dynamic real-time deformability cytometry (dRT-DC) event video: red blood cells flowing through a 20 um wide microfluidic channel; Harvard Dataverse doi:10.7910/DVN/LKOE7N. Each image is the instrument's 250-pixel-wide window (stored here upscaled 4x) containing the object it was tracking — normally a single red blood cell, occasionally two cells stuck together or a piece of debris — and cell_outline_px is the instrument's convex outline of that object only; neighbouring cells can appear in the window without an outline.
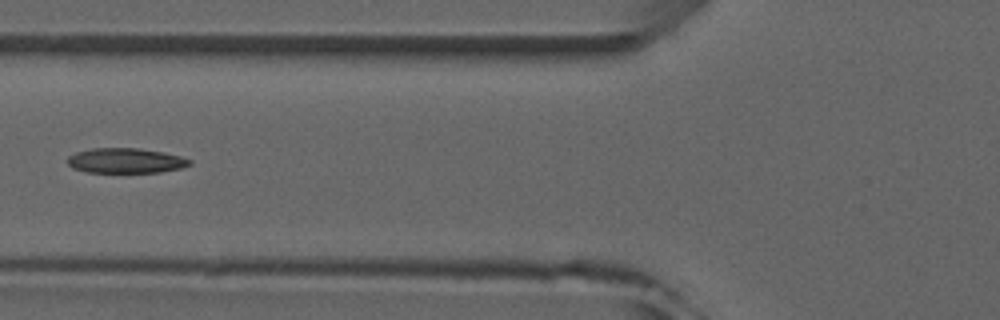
{"species": "common noctule bat (a hibernating species)", "species_latin": "Nyctalus noctula", "temperature_condition": "room temperature", "stored_images_in_passage": 5, "camera_frame_rate_fps": 3000, "um_per_image_px": 0.085, "animal": {"sex": "male", "forearm_length_mm": 52.5}, "frame": {"image": 1, "passage_image": 5, "time_ms": 4.333, "image_size_px": [1000, 320], "cell_outline_px": [[192, 164], [180, 168], [160, 172], [88, 172], [72, 168], [68, 164], [68, 156], [76, 152], [92, 148], [136, 148], [164, 152], [180, 156], [192, 160]], "centroid_in_image_um": [10.68, 13.65], "position_along_channel_um": 115.1, "area_um2": 17.74}}